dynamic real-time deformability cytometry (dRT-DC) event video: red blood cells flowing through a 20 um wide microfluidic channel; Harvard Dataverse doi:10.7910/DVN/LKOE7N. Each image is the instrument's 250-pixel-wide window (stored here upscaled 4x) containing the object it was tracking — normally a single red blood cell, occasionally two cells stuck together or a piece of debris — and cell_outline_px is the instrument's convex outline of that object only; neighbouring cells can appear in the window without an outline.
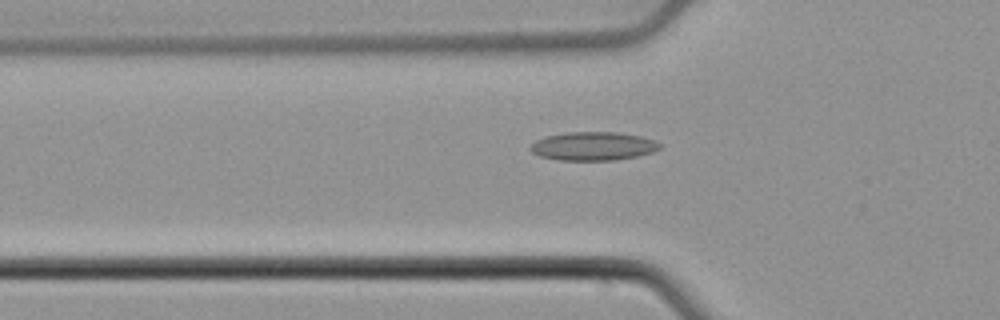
{"species": "common noctule bat (a hibernating species)", "species_latin": "Nyctalus noctula", "temperature_condition": "cold", "stored_images_in_passage": 53, "camera_frame_rate_fps": 3000, "um_per_image_px": 0.085, "animal": {"sex": "male", "body_mass_g": 21.5, "forearm_length_mm": 52.0}, "frame": {"image": 1, "passage_image": 18, "time_ms": 5.667, "image_size_px": [1000, 320], "cell_outline_px": [[664, 144], [660, 148], [652, 152], [636, 156], [616, 160], [556, 160], [540, 156], [532, 152], [528, 148], [536, 140], [548, 136], [568, 132], [616, 132], [640, 136]], "centroid_in_image_um": [50.42, 12.43], "position_along_channel_um": 75.4, "area_um2": 21.44}}
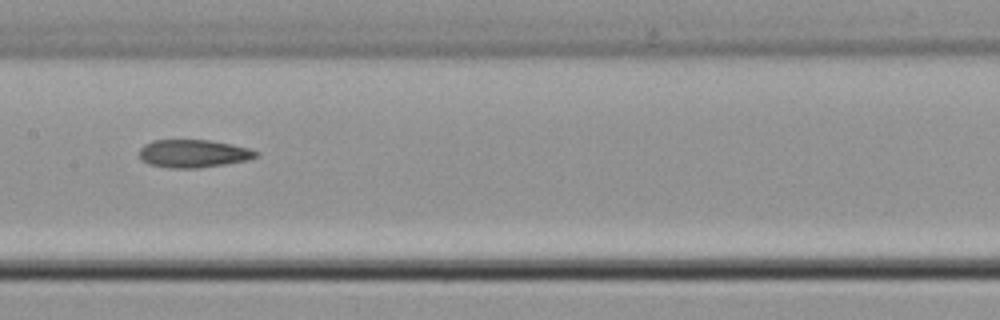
{"frame": {"image": 2, "passage_image": 27, "time_ms": 8.667, "image_size_px": [1000, 320], "cell_outline_px": [[260, 156], [248, 160], [200, 168], [168, 168], [148, 164], [140, 160], [140, 148], [144, 144], [152, 140], [212, 140], [232, 144], [248, 148], [260, 152]], "centroid_in_image_um": [16.45, 13.05], "position_along_channel_um": 191.0, "area_um2": 19.25}}
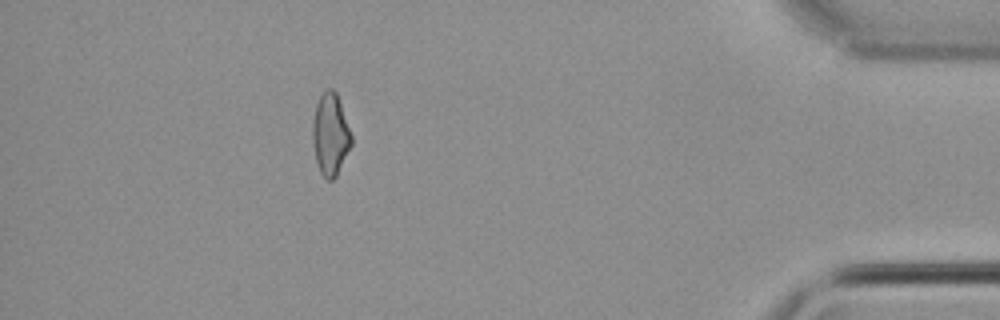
{"frame": {"image": 3, "passage_image": 48, "time_ms": 15.667, "image_size_px": [1000, 320], "cell_outline_px": [[352, 144], [336, 176], [332, 180], [328, 180], [320, 172], [316, 160], [312, 144], [312, 120], [316, 104], [320, 96], [328, 88], [332, 88], [336, 92], [352, 136]], "centroid_in_image_um": [28.07, 11.42], "position_along_channel_um": 407.1, "area_um2": 18.44}, "authors_computed_cell_mechanics": {"area_um2": 19.2474, "velocity_mm_per_s": 3.8388, "shape_relaxation_time_tau1_ms": null, "shape_relaxation_time_tau2_ms": 10.0243, "deformation_change_tau1": null, "deformation_change_tau2": 0.2228}}